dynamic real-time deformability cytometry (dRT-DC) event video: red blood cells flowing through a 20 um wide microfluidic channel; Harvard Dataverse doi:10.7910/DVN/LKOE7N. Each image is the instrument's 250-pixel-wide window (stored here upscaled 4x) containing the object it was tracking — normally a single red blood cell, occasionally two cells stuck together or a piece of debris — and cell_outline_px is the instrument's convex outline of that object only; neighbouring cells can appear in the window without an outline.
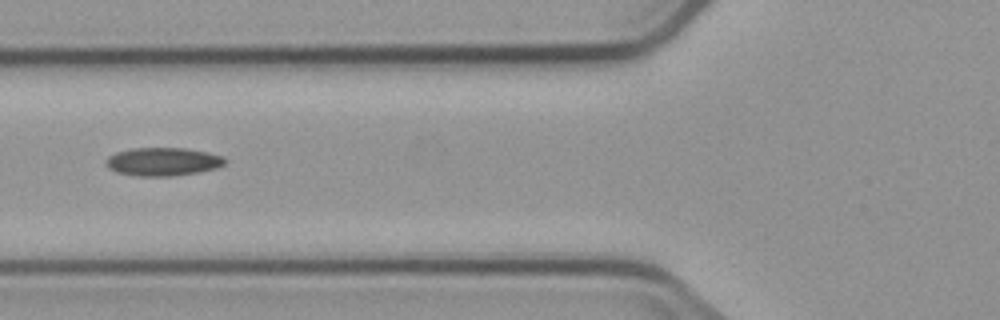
{"species": "common noctule bat (a hibernating species)", "species_latin": "Nyctalus noctula", "temperature_condition": "cold", "stored_images_in_passage": 8, "camera_frame_rate_fps": 3000, "um_per_image_px": 0.085, "animal": {"sex": "male", "body_mass_g": 23.1, "forearm_length_mm": 52.7}, "frame": {"image": 1, "passage_image": 5, "time_ms": 6.333, "image_size_px": [1000, 320], "cell_outline_px": [[228, 160], [224, 164], [216, 168], [196, 172], [172, 176], [136, 176], [116, 172], [108, 168], [104, 164], [104, 160], [108, 156], [116, 152], [132, 148], [184, 148], [208, 152], [224, 156]], "centroid_in_image_um": [13.82, 13.74], "position_along_channel_um": 112.0, "area_um2": 19.77}}
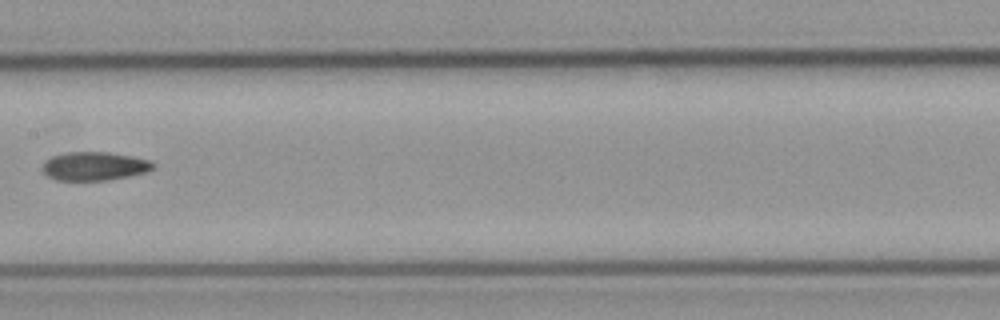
{"frame": {"image": 2, "passage_image": 7, "time_ms": 8.667, "image_size_px": [1000, 320], "cell_outline_px": [[156, 164], [148, 172], [108, 180], [56, 180], [48, 176], [40, 168], [44, 160], [52, 156], [68, 152], [108, 152], [132, 156], [148, 160]], "centroid_in_image_um": [7.99, 14.12], "position_along_channel_um": 199.4, "area_um2": 18.5}}
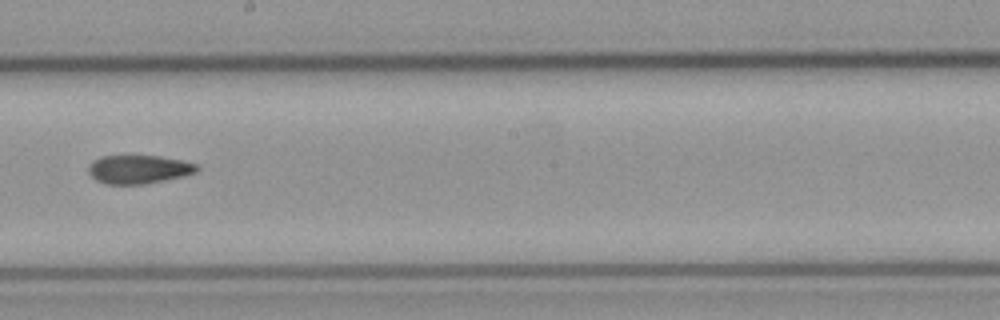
{"frame": {"image": 3, "passage_image": 8, "time_ms": 9.667, "image_size_px": [1000, 320], "cell_outline_px": [[200, 168], [196, 172], [184, 176], [144, 184], [104, 184], [96, 180], [88, 172], [88, 164], [92, 160], [100, 156], [160, 156], [184, 160], [200, 164]], "centroid_in_image_um": [11.81, 14.38], "position_along_channel_um": 236.4, "area_um2": 18.32}}